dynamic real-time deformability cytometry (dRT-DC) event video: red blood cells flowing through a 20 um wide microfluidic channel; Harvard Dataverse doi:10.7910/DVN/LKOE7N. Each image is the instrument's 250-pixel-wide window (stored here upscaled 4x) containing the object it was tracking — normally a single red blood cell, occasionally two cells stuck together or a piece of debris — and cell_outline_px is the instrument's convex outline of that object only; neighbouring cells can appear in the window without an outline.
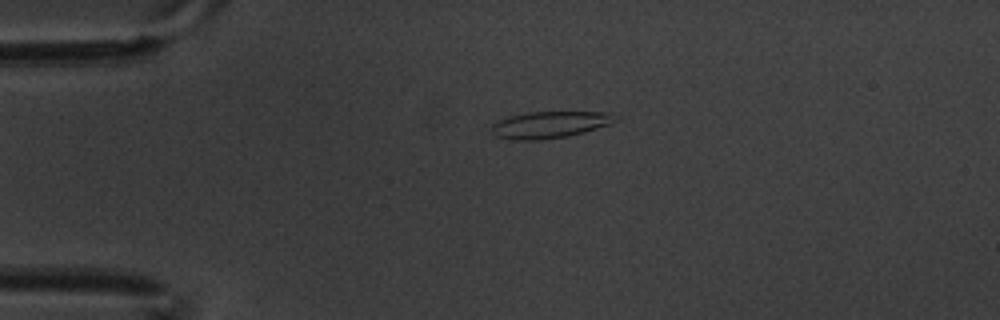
{"species": "common noctule bat (a hibernating species)", "species_latin": "Nyctalus noctula", "temperature_condition": "warm", "stored_images_in_passage": 3, "camera_frame_rate_fps": 3000, "um_per_image_px": 0.085, "animal": {"sex": "male", "body_mass_g": 20.1, "forearm_length_mm": 53.5}, "frame": {"image": 1, "passage_image": 2, "time_ms": 0.333, "image_size_px": [1000, 320], "cell_outline_px": [[620, 120], [584, 132], [568, 136], [540, 140], [512, 140], [496, 136], [492, 132], [492, 124], [508, 116], [528, 112], [612, 112]], "centroid_in_image_um": [46.74, 10.59], "position_along_channel_um": 38.3, "area_um2": 19.31}}